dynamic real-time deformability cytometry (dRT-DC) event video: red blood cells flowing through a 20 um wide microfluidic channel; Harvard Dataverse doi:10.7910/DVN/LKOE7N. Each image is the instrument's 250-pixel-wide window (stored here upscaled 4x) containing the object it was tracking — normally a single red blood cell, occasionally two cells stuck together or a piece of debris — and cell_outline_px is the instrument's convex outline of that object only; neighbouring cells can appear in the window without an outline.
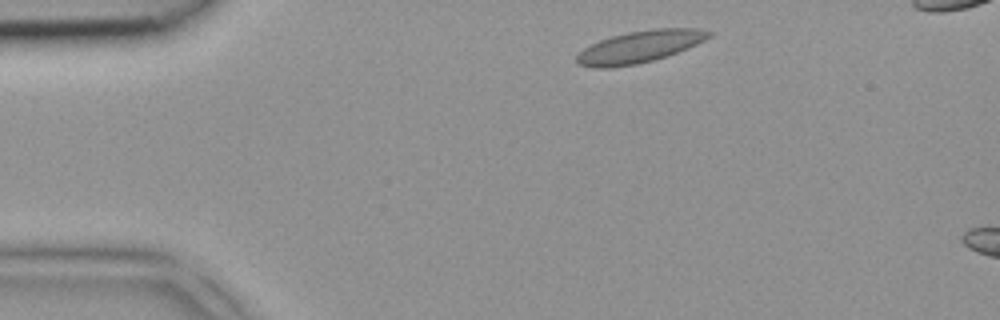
{"species": "common noctule bat (a hibernating species)", "species_latin": "Nyctalus noctula", "temperature_condition": "room temperature", "stored_images_in_passage": 3, "camera_frame_rate_fps": 3000, "um_per_image_px": 0.085, "animal": {"sex": "female", "body_mass_g": 18.4}, "frame": {"image": 1, "passage_image": 1, "time_ms": 0.0, "image_size_px": [1000, 320], "cell_outline_px": [[712, 36], [688, 48], [668, 56], [636, 64], [608, 68], [592, 68], [580, 64], [576, 60], [576, 56], [584, 48], [600, 40], [612, 36], [628, 32], [652, 28], [696, 28], [712, 32]], "centroid_in_image_um": [54.38, 3.97], "position_along_channel_um": 30.6, "area_um2": 24.51}}